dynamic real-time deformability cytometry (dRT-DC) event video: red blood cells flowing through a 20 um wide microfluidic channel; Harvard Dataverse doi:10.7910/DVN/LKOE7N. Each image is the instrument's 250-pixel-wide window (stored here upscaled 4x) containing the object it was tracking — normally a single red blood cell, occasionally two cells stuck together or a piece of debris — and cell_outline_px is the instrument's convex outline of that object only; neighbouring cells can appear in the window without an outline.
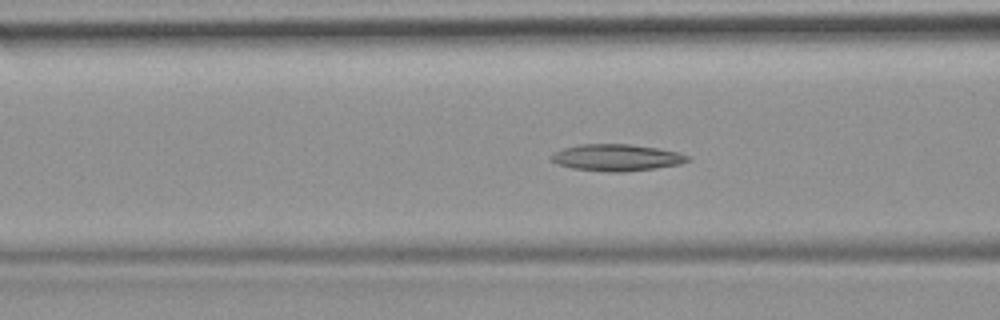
{"species": "common noctule bat (a hibernating species)", "species_latin": "Nyctalus noctula", "temperature_condition": "room temperature", "stored_images_in_passage": 52, "camera_frame_rate_fps": 3000, "um_per_image_px": 0.085, "animal": {"sex": "female", "body_mass_g": 19.9}, "frame": {"image": 1, "passage_image": 20, "time_ms": 6.333, "image_size_px": [1000, 320], "cell_outline_px": [[692, 160], [680, 164], [656, 168], [624, 172], [608, 172], [572, 168], [556, 164], [548, 156], [552, 152], [560, 148], [580, 144], [628, 144], [656, 148], [680, 152], [692, 156]], "centroid_in_image_um": [52.4, 13.39], "position_along_channel_um": 114.2, "area_um2": 21.62}}
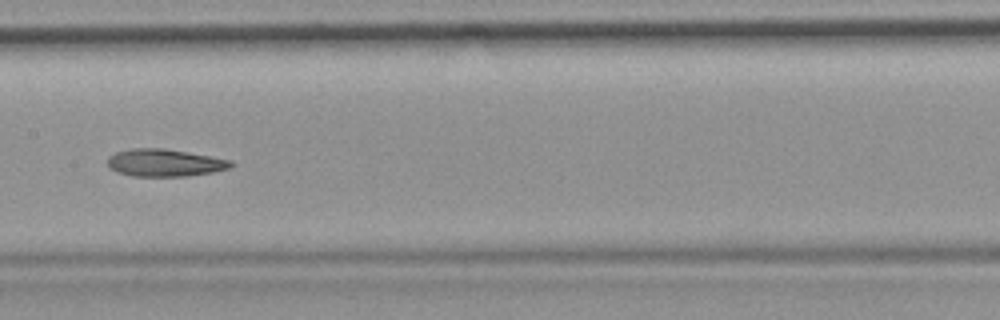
{"frame": {"image": 2, "passage_image": 26, "time_ms": 8.333, "image_size_px": [1000, 320], "cell_outline_px": [[232, 168], [212, 172], [188, 176], [132, 176], [116, 172], [108, 168], [108, 156], [116, 152], [132, 148], [164, 148], [212, 156], [232, 160]], "centroid_in_image_um": [13.99, 13.83], "position_along_channel_um": 193.4, "area_um2": 19.88}}
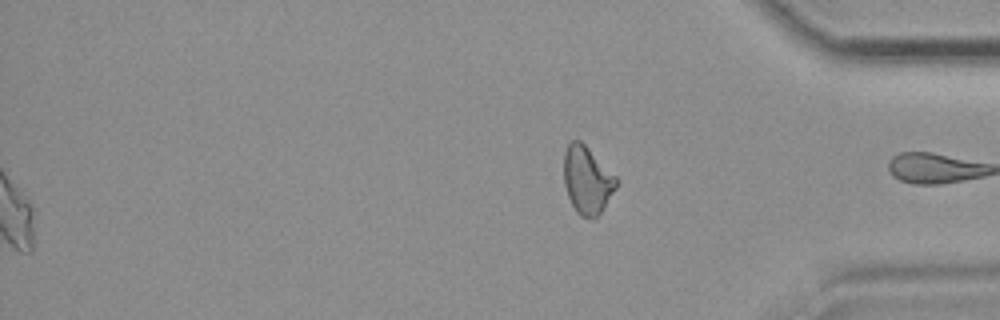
{"frame": {"image": 3, "passage_image": 52, "time_ms": 17.0, "image_size_px": [1000, 320], "cell_outline_px": [[620, 180], [616, 188], [604, 208], [592, 220], [580, 216], [576, 212], [568, 196], [564, 184], [564, 152], [568, 144], [572, 140], [580, 140]], "centroid_in_image_um": [49.91, 15.32], "position_along_channel_um": 385.3, "area_um2": 20.69}}